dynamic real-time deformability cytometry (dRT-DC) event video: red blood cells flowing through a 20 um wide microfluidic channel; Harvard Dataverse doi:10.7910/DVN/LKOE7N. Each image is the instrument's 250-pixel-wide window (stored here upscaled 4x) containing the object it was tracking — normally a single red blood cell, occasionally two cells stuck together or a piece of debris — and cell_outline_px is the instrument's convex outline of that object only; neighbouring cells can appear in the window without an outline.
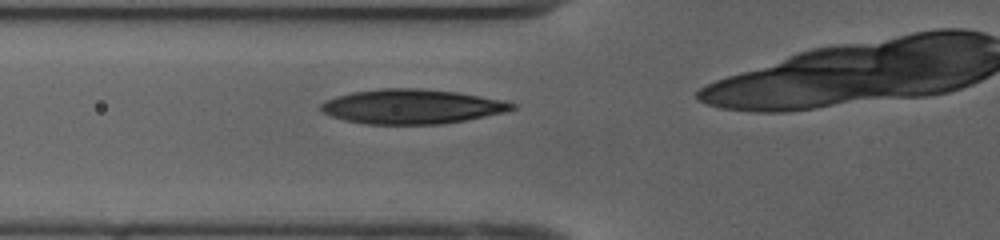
{"species": "human", "species_latin": "Homo sapiens", "temperature_condition": "cold", "stored_images_in_passage": 18, "camera_frame_rate_fps": 3000, "um_per_image_px": 0.085, "donor": {"sex": "female"}, "frame": {"image": 1, "passage_image": 4, "time_ms": 1.0, "image_size_px": [1000, 240], "cell_outline_px": [[516, 108], [504, 112], [464, 120], [440, 124], [364, 124], [344, 120], [332, 116], [324, 112], [320, 108], [320, 104], [324, 100], [336, 96], [352, 92], [380, 88], [416, 88], [456, 92], [500, 100], [516, 104]], "centroid_in_image_um": [34.94, 9.05], "position_along_channel_um": 90.9, "area_um2": 38.21}}
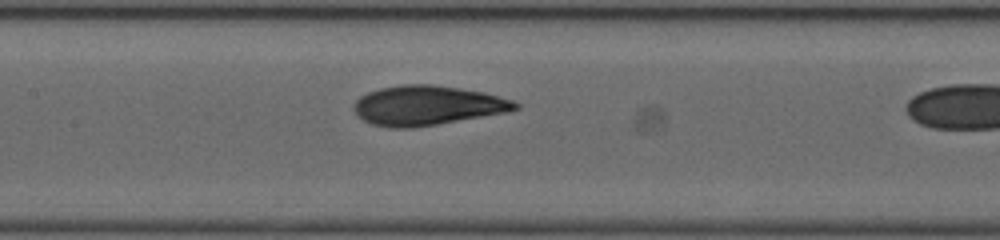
{"frame": {"image": 2, "passage_image": 10, "time_ms": 3.0, "image_size_px": [1000, 240], "cell_outline_px": [[520, 108], [508, 112], [412, 128], [388, 128], [372, 124], [364, 120], [352, 108], [352, 104], [360, 96], [368, 92], [380, 88], [404, 84], [432, 84], [460, 88], [484, 92], [512, 100], [520, 104]], "centroid_in_image_um": [36.31, 8.96], "position_along_channel_um": 171.1, "area_um2": 37.22}}
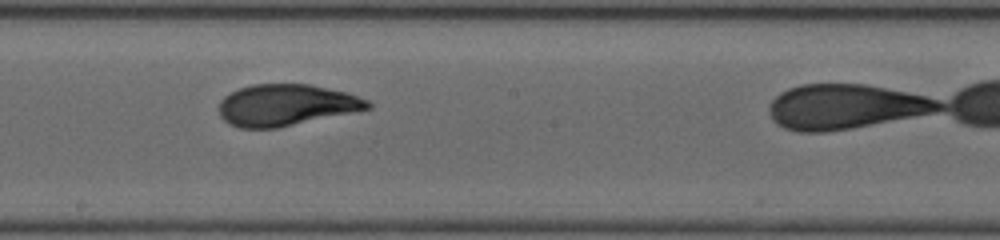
{"frame": {"image": 3, "passage_image": 14, "time_ms": 4.333, "image_size_px": [1000, 240], "cell_outline_px": [[372, 108], [276, 128], [240, 128], [228, 124], [220, 116], [220, 100], [224, 96], [240, 88], [252, 84], [308, 84], [348, 92], [368, 100], [372, 104]], "centroid_in_image_um": [24.32, 8.93], "position_along_channel_um": 223.9, "area_um2": 35.84}}